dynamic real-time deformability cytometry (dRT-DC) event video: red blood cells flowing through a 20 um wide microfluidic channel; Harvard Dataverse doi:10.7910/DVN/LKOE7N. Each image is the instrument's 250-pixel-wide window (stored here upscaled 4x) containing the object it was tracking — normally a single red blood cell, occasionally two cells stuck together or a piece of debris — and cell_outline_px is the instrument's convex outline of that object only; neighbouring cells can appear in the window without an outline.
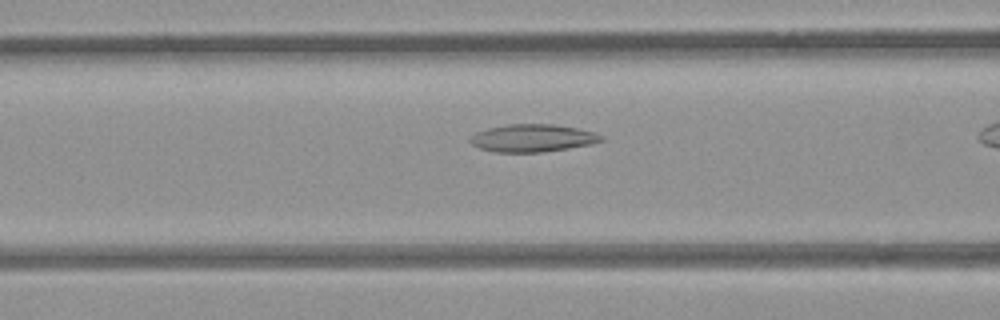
{"species": "common noctule bat (a hibernating species)", "species_latin": "Nyctalus noctula", "temperature_condition": "room temperature", "stored_images_in_passage": 29, "camera_frame_rate_fps": 3000, "um_per_image_px": 0.085, "animal": {"sex": "female", "body_mass_g": 21.9}, "frame": {"image": 1, "passage_image": 8, "time_ms": 2.333, "image_size_px": [1000, 320], "cell_outline_px": [[604, 140], [592, 144], [544, 152], [492, 152], [480, 148], [472, 144], [468, 140], [476, 132], [488, 128], [508, 124], [552, 124], [576, 128], [592, 132], [604, 136]], "centroid_in_image_um": [45.26, 11.74], "position_along_channel_um": 121.3, "area_um2": 21.04}}
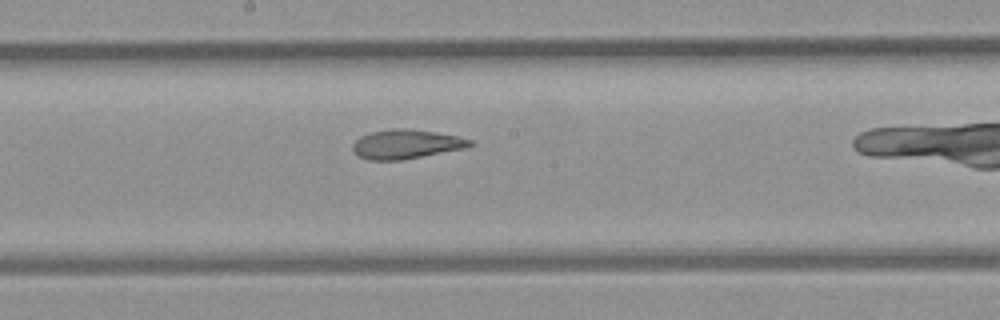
{"frame": {"image": 2, "passage_image": 15, "time_ms": 4.667, "image_size_px": [1000, 320], "cell_outline_px": [[472, 144], [464, 148], [400, 160], [368, 160], [360, 156], [352, 148], [352, 144], [360, 136], [372, 132], [392, 128], [404, 128], [432, 132], [456, 136], [472, 140]], "centroid_in_image_um": [34.47, 12.25], "position_along_channel_um": 213.7, "area_um2": 19.48}}
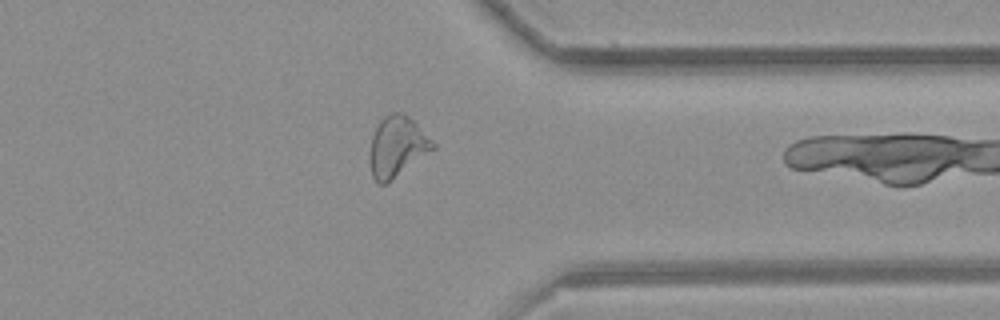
{"frame": {"image": 3, "passage_image": 28, "time_ms": 9.0, "image_size_px": [1000, 320], "cell_outline_px": [[436, 148], [384, 184], [380, 184], [372, 176], [372, 136], [380, 120], [384, 116], [392, 112], [404, 112], [436, 144]], "centroid_in_image_um": [33.79, 12.42], "position_along_channel_um": 377.6, "area_um2": 21.39}}